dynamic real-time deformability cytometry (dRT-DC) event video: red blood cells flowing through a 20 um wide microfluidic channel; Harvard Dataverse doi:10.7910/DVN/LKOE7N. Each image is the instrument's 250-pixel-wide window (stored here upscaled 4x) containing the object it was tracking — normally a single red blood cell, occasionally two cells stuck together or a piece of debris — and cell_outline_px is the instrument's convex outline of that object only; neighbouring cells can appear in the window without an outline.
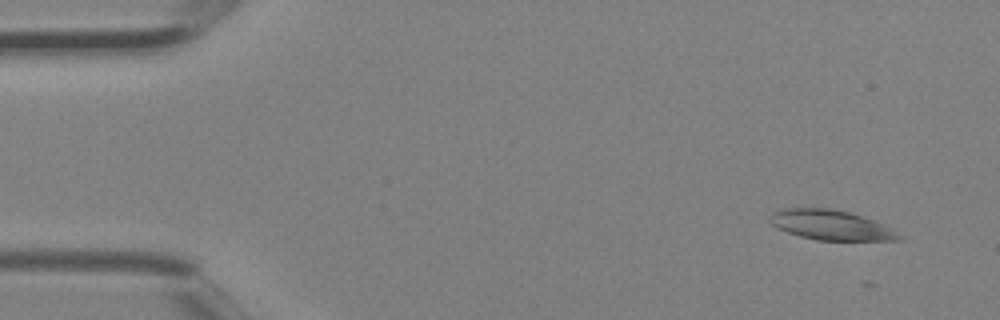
{"species": "Egyptian fruit bat (a non-hibernating species)", "species_latin": "Rousettus aegyptiacus", "temperature_condition": "room temperature", "stored_images_in_passage": 3, "camera_frame_rate_fps": 3000, "um_per_image_px": 0.085, "animal": {"sex": "female"}, "frame": {"image": 1, "passage_image": 1, "time_ms": 0.0, "image_size_px": [1000, 320], "cell_outline_px": [[900, 240], [816, 240], [800, 236], [776, 228], [768, 220], [768, 216], [772, 212], [780, 208], [832, 208], [848, 212], [872, 220], [880, 224], [900, 236]], "centroid_in_image_um": [70.48, 19.11], "position_along_channel_um": 14.5, "area_um2": 22.08}}
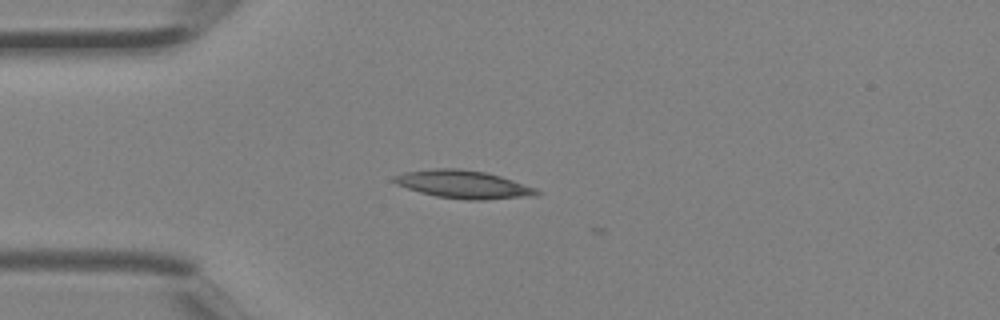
{"frame": {"image": 2, "passage_image": 3, "time_ms": 0.667, "image_size_px": [1000, 320], "cell_outline_px": [[540, 192], [536, 196], [484, 200], [468, 200], [436, 196], [420, 192], [396, 184], [392, 180], [392, 176], [404, 172], [436, 168], [460, 168], [484, 172], [500, 176], [536, 188]], "centroid_in_image_um": [39.38, 15.67], "position_along_channel_um": 45.6, "area_um2": 23.24}}